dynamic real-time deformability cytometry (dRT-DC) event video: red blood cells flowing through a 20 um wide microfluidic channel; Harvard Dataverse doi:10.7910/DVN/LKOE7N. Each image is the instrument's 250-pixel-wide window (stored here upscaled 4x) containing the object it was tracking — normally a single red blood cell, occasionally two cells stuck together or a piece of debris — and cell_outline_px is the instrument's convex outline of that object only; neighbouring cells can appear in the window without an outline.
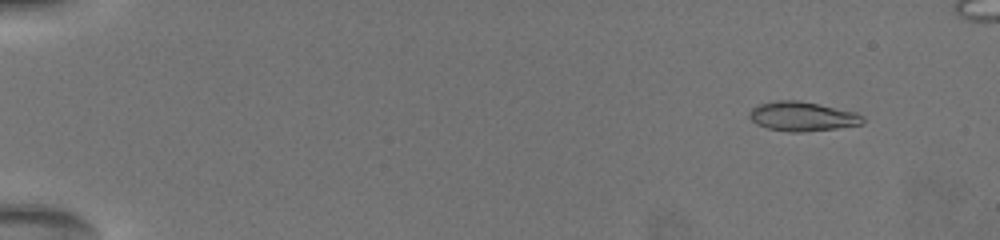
{"species": "common noctule bat (a hibernating species)", "species_latin": "Nyctalus noctula", "temperature_condition": "warm", "stored_images_in_passage": 71, "camera_frame_rate_fps": 3000, "um_per_image_px": 0.085, "animal": {"sex": "female", "body_mass_g": 19.5, "forearm_length_mm": 54.1}, "frame": {"image": 1, "passage_image": 5, "time_ms": 1.0, "image_size_px": [1000, 240], "cell_outline_px": [[864, 124], [836, 128], [804, 132], [788, 132], [768, 128], [756, 124], [748, 116], [748, 112], [752, 108], [760, 104], [776, 100], [796, 100], [820, 104], [856, 112], [864, 116]], "centroid_in_image_um": [68.21, 9.89], "position_along_channel_um": 16.8, "area_um2": 19.54}}
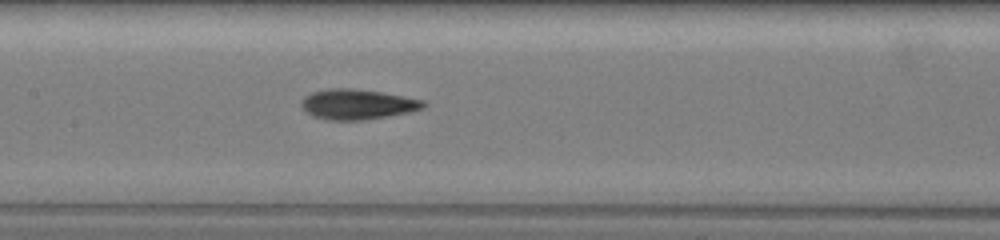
{"frame": {"image": 2, "passage_image": 39, "time_ms": 9.333, "image_size_px": [1000, 240], "cell_outline_px": [[428, 104], [424, 108], [408, 112], [388, 116], [364, 120], [328, 120], [316, 116], [308, 112], [300, 104], [304, 96], [312, 92], [332, 88], [352, 88], [380, 92], [424, 100]], "centroid_in_image_um": [30.41, 8.86], "position_along_channel_um": 177.0, "area_um2": 21.27}}
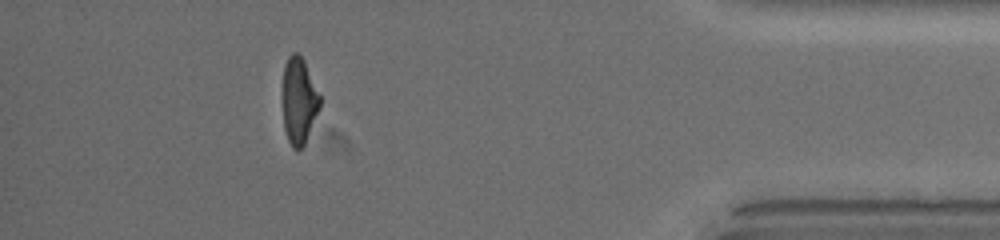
{"frame": {"image": 3, "passage_image": 64, "time_ms": 16.667, "image_size_px": [1000, 240], "cell_outline_px": [[320, 108], [304, 144], [296, 152], [292, 148], [288, 140], [284, 128], [284, 64], [288, 56], [292, 52], [296, 52], [304, 60], [320, 96]], "centroid_in_image_um": [25.42, 8.57], "position_along_channel_um": 409.8, "area_um2": 18.44}, "authors_computed_cell_mechanics": {"area_um2": 19.941, "velocity_mm_per_s": 3.7418, "shape_relaxation_time_tau1_ms": 6.9574, "shape_relaxation_time_tau2_ms": 1.8014, "deformation_change_tau1": 0.2287, "deformation_change_tau2": 0.0957}}